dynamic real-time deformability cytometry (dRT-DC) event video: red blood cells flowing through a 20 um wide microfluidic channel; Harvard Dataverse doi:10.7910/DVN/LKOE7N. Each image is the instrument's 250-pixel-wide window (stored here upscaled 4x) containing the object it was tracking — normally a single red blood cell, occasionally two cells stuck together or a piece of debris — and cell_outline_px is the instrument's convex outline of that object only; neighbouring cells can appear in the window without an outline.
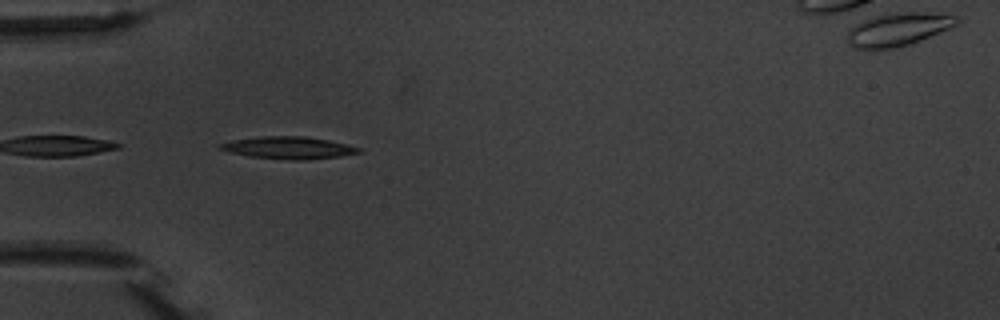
{"species": "common noctule bat (a hibernating species)", "species_latin": "Nyctalus noctula", "temperature_condition": "warm", "stored_images_in_passage": 2, "camera_frame_rate_fps": 3000, "um_per_image_px": 0.085, "animal": {"sex": "male", "body_mass_g": 20.1, "forearm_length_mm": 53.5}, "frame": {"image": 1, "passage_image": 1, "time_ms": 0.0, "image_size_px": [1000, 320], "cell_outline_px": [[360, 152], [340, 156], [308, 160], [288, 160], [248, 156], [216, 148], [216, 144], [232, 140], [260, 136], [308, 136], [348, 144], [360, 148]], "centroid_in_image_um": [24.49, 12.55], "position_along_channel_um": 60.5, "area_um2": 18.09}}